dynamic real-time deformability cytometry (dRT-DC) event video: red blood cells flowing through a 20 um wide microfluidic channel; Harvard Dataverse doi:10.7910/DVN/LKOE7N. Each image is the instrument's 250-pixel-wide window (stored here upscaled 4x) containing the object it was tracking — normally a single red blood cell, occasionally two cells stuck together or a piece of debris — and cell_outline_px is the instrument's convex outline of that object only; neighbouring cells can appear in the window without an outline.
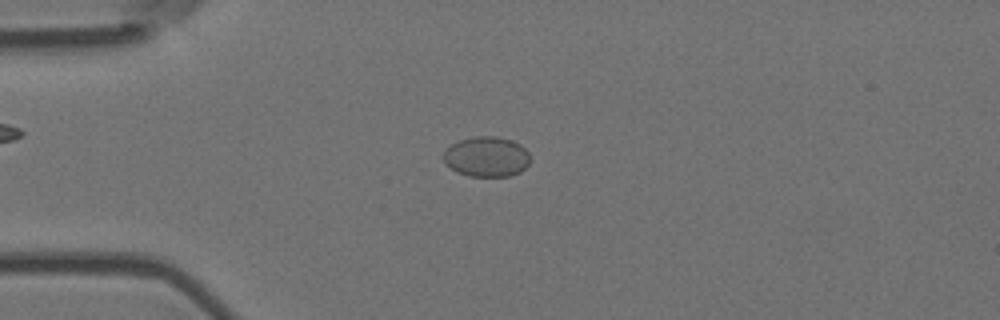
{"species": "Egyptian fruit bat (a non-hibernating species)", "species_latin": "Rousettus aegyptiacus", "temperature_condition": "room temperature", "stored_images_in_passage": 9, "camera_frame_rate_fps": 3000, "um_per_image_px": 0.085, "animal": {"sex": "female"}, "frame": {"image": 1, "passage_image": 4, "time_ms": 1.0, "image_size_px": [1000, 320], "cell_outline_px": [[528, 164], [520, 172], [508, 176], [468, 176], [456, 172], [444, 164], [444, 152], [452, 144], [460, 140], [476, 136], [496, 136], [512, 140], [520, 144], [528, 152]], "centroid_in_image_um": [41.34, 13.32], "position_along_channel_um": 43.7, "area_um2": 20.23}}
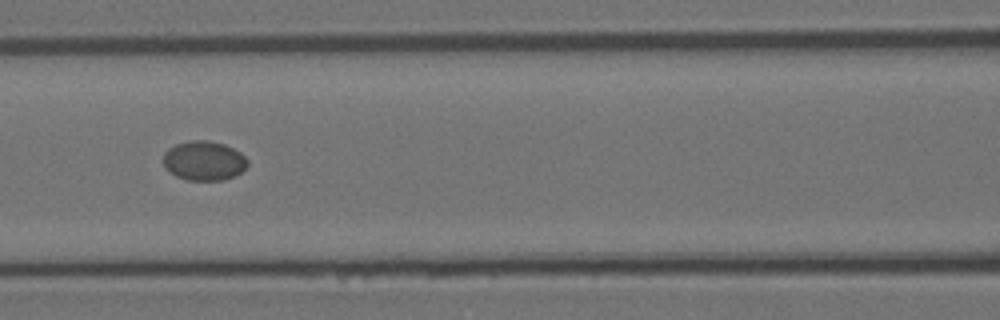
{"frame": {"image": 2, "passage_image": 7, "time_ms": 2.0, "image_size_px": [1000, 320], "cell_outline_px": [[248, 164], [236, 176], [224, 180], [188, 180], [176, 176], [168, 172], [164, 168], [164, 152], [168, 148], [176, 144], [192, 140], [208, 140], [224, 144], [240, 152], [248, 160]], "centroid_in_image_um": [17.32, 13.67], "position_along_channel_um": 149.3, "area_um2": 19.48}}
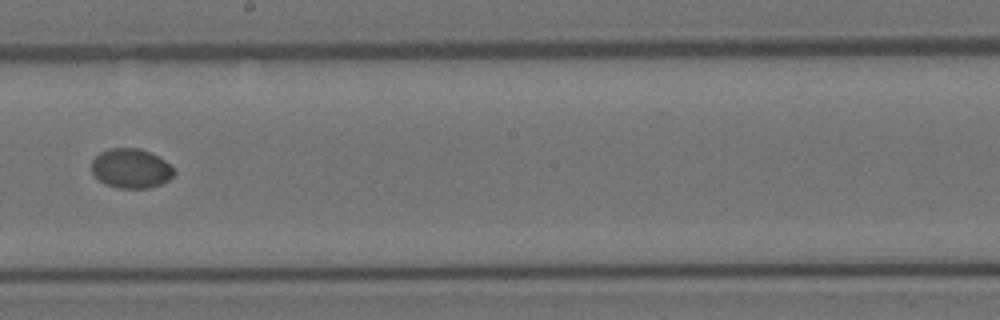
{"frame": {"image": 3, "passage_image": 9, "time_ms": 2.667, "image_size_px": [1000, 320], "cell_outline_px": [[176, 172], [168, 180], [160, 184], [148, 188], [120, 188], [104, 184], [92, 172], [92, 160], [100, 152], [108, 148], [140, 148], [164, 160]], "centroid_in_image_um": [11.11, 14.31], "position_along_channel_um": 237.1, "area_um2": 18.79}}